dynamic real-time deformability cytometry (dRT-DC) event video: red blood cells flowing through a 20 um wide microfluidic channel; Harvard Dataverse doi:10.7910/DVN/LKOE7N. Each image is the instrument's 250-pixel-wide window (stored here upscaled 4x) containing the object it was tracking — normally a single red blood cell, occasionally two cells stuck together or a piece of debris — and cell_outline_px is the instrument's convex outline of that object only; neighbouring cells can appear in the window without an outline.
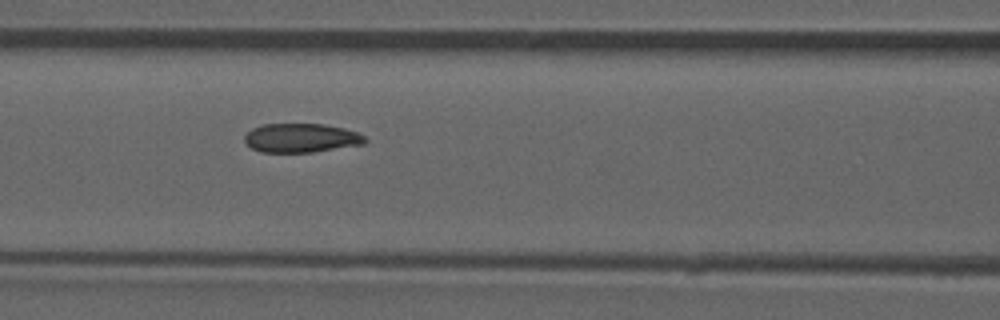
{"species": "common noctule bat (a hibernating species)", "species_latin": "Nyctalus noctula", "temperature_condition": "room temperature", "stored_images_in_passage": 38, "camera_frame_rate_fps": 3000, "um_per_image_px": 0.085, "animal": {"sex": "male", "forearm_length_mm": 52.5}, "frame": {"image": 1, "passage_image": 11, "time_ms": 3.333, "image_size_px": [1000, 320], "cell_outline_px": [[368, 140], [364, 144], [312, 152], [260, 152], [252, 148], [244, 140], [244, 136], [252, 128], [264, 124], [324, 124], [344, 128], [356, 132], [364, 136]], "centroid_in_image_um": [25.6, 11.72], "position_along_channel_um": 141.0, "area_um2": 20.29}, "authors_computed_cell_mechanics": {"area_um2": 20.9236, "velocity_mm_per_s": 3.9317, "shape_relaxation_time_tau1_ms": null, "shape_relaxation_time_tau2_ms": 1.4249, "deformation_change_tau1": null, "deformation_change_tau2": 0.08}}